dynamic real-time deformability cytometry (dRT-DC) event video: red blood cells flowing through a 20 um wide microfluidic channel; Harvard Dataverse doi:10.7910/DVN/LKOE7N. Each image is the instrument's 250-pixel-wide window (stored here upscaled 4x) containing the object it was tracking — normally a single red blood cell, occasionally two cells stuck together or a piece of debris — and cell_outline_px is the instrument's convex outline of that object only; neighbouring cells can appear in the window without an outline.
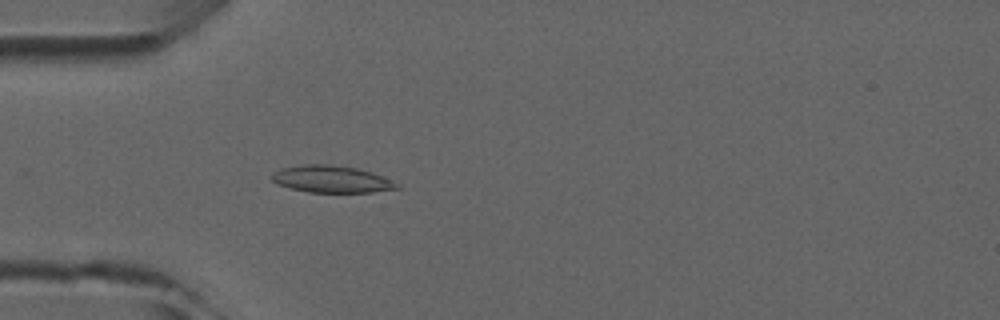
{"species": "common noctule bat (a hibernating species)", "species_latin": "Nyctalus noctula", "temperature_condition": "room temperature", "stored_images_in_passage": 4, "camera_frame_rate_fps": 3000, "um_per_image_px": 0.085, "animal": {"sex": "male", "forearm_length_mm": 52.5}, "frame": {"image": 1, "passage_image": 4, "time_ms": 3.667, "image_size_px": [1000, 320], "cell_outline_px": [[400, 188], [372, 192], [308, 192], [276, 184], [272, 180], [272, 176], [276, 172], [284, 168], [304, 164], [328, 164], [356, 168], [372, 172], [400, 184]], "centroid_in_image_um": [28.21, 15.23], "position_along_channel_um": 56.8, "area_um2": 19.42}}